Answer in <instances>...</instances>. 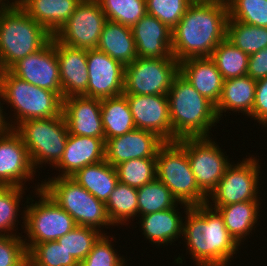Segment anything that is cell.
Instances as JSON below:
<instances>
[{
    "label": "cell",
    "mask_w": 267,
    "mask_h": 266,
    "mask_svg": "<svg viewBox=\"0 0 267 266\" xmlns=\"http://www.w3.org/2000/svg\"><path fill=\"white\" fill-rule=\"evenodd\" d=\"M227 2H192L172 29V55L178 62L210 57L226 38Z\"/></svg>",
    "instance_id": "obj_1"
},
{
    "label": "cell",
    "mask_w": 267,
    "mask_h": 266,
    "mask_svg": "<svg viewBox=\"0 0 267 266\" xmlns=\"http://www.w3.org/2000/svg\"><path fill=\"white\" fill-rule=\"evenodd\" d=\"M183 208L182 236L193 261L198 266H229L240 245L229 234L223 217L207 204Z\"/></svg>",
    "instance_id": "obj_2"
},
{
    "label": "cell",
    "mask_w": 267,
    "mask_h": 266,
    "mask_svg": "<svg viewBox=\"0 0 267 266\" xmlns=\"http://www.w3.org/2000/svg\"><path fill=\"white\" fill-rule=\"evenodd\" d=\"M172 141L211 137L209 129L219 123L215 105L201 95L180 73L167 93Z\"/></svg>",
    "instance_id": "obj_3"
},
{
    "label": "cell",
    "mask_w": 267,
    "mask_h": 266,
    "mask_svg": "<svg viewBox=\"0 0 267 266\" xmlns=\"http://www.w3.org/2000/svg\"><path fill=\"white\" fill-rule=\"evenodd\" d=\"M52 35L16 3L0 10V71L42 49Z\"/></svg>",
    "instance_id": "obj_4"
},
{
    "label": "cell",
    "mask_w": 267,
    "mask_h": 266,
    "mask_svg": "<svg viewBox=\"0 0 267 266\" xmlns=\"http://www.w3.org/2000/svg\"><path fill=\"white\" fill-rule=\"evenodd\" d=\"M3 102L13 107L16 119L11 128L23 121L57 117L62 113V98L53 91L40 88L15 76L10 70L0 71Z\"/></svg>",
    "instance_id": "obj_5"
},
{
    "label": "cell",
    "mask_w": 267,
    "mask_h": 266,
    "mask_svg": "<svg viewBox=\"0 0 267 266\" xmlns=\"http://www.w3.org/2000/svg\"><path fill=\"white\" fill-rule=\"evenodd\" d=\"M42 182L41 188L64 209L78 226H113L105 203L98 200L71 177H53Z\"/></svg>",
    "instance_id": "obj_6"
},
{
    "label": "cell",
    "mask_w": 267,
    "mask_h": 266,
    "mask_svg": "<svg viewBox=\"0 0 267 266\" xmlns=\"http://www.w3.org/2000/svg\"><path fill=\"white\" fill-rule=\"evenodd\" d=\"M157 178L163 182L182 206H199L207 196L196 184L186 150L177 142H165L156 156Z\"/></svg>",
    "instance_id": "obj_7"
},
{
    "label": "cell",
    "mask_w": 267,
    "mask_h": 266,
    "mask_svg": "<svg viewBox=\"0 0 267 266\" xmlns=\"http://www.w3.org/2000/svg\"><path fill=\"white\" fill-rule=\"evenodd\" d=\"M14 130L27 147L34 169L46 163L54 167L59 163L69 135L62 113L57 117L23 121Z\"/></svg>",
    "instance_id": "obj_8"
},
{
    "label": "cell",
    "mask_w": 267,
    "mask_h": 266,
    "mask_svg": "<svg viewBox=\"0 0 267 266\" xmlns=\"http://www.w3.org/2000/svg\"><path fill=\"white\" fill-rule=\"evenodd\" d=\"M37 186L35 195L40 197L39 200L26 205V210H23L27 252L36 244L61 238L77 226L73 218L41 188L42 184Z\"/></svg>",
    "instance_id": "obj_9"
},
{
    "label": "cell",
    "mask_w": 267,
    "mask_h": 266,
    "mask_svg": "<svg viewBox=\"0 0 267 266\" xmlns=\"http://www.w3.org/2000/svg\"><path fill=\"white\" fill-rule=\"evenodd\" d=\"M178 73L175 58L137 57L125 66L123 94L167 95Z\"/></svg>",
    "instance_id": "obj_10"
},
{
    "label": "cell",
    "mask_w": 267,
    "mask_h": 266,
    "mask_svg": "<svg viewBox=\"0 0 267 266\" xmlns=\"http://www.w3.org/2000/svg\"><path fill=\"white\" fill-rule=\"evenodd\" d=\"M255 158L257 157L249 156L248 159L244 158L241 163L232 164L231 162L217 187L207 197L206 204L216 210L220 206L233 203L260 201L257 194H260L258 180L261 172L259 160ZM210 199L214 204L209 201Z\"/></svg>",
    "instance_id": "obj_11"
},
{
    "label": "cell",
    "mask_w": 267,
    "mask_h": 266,
    "mask_svg": "<svg viewBox=\"0 0 267 266\" xmlns=\"http://www.w3.org/2000/svg\"><path fill=\"white\" fill-rule=\"evenodd\" d=\"M177 142L186 150L196 184L208 197L231 164L228 156L210 137L182 138Z\"/></svg>",
    "instance_id": "obj_12"
},
{
    "label": "cell",
    "mask_w": 267,
    "mask_h": 266,
    "mask_svg": "<svg viewBox=\"0 0 267 266\" xmlns=\"http://www.w3.org/2000/svg\"><path fill=\"white\" fill-rule=\"evenodd\" d=\"M106 21L97 0H82L53 37L68 46L96 49Z\"/></svg>",
    "instance_id": "obj_13"
},
{
    "label": "cell",
    "mask_w": 267,
    "mask_h": 266,
    "mask_svg": "<svg viewBox=\"0 0 267 266\" xmlns=\"http://www.w3.org/2000/svg\"><path fill=\"white\" fill-rule=\"evenodd\" d=\"M9 70L18 78L56 92L62 98L59 62L53 36L42 49L20 59Z\"/></svg>",
    "instance_id": "obj_14"
},
{
    "label": "cell",
    "mask_w": 267,
    "mask_h": 266,
    "mask_svg": "<svg viewBox=\"0 0 267 266\" xmlns=\"http://www.w3.org/2000/svg\"><path fill=\"white\" fill-rule=\"evenodd\" d=\"M87 97L110 98L124 92L125 66L98 49H87Z\"/></svg>",
    "instance_id": "obj_15"
},
{
    "label": "cell",
    "mask_w": 267,
    "mask_h": 266,
    "mask_svg": "<svg viewBox=\"0 0 267 266\" xmlns=\"http://www.w3.org/2000/svg\"><path fill=\"white\" fill-rule=\"evenodd\" d=\"M123 95L127 98L136 129L153 132L165 142H172L167 95Z\"/></svg>",
    "instance_id": "obj_16"
},
{
    "label": "cell",
    "mask_w": 267,
    "mask_h": 266,
    "mask_svg": "<svg viewBox=\"0 0 267 266\" xmlns=\"http://www.w3.org/2000/svg\"><path fill=\"white\" fill-rule=\"evenodd\" d=\"M35 170L27 147L14 129L0 137V186L23 187L26 190L24 184L29 179L34 180Z\"/></svg>",
    "instance_id": "obj_17"
},
{
    "label": "cell",
    "mask_w": 267,
    "mask_h": 266,
    "mask_svg": "<svg viewBox=\"0 0 267 266\" xmlns=\"http://www.w3.org/2000/svg\"><path fill=\"white\" fill-rule=\"evenodd\" d=\"M62 114L72 135L104 138L100 99L84 95L62 99Z\"/></svg>",
    "instance_id": "obj_18"
},
{
    "label": "cell",
    "mask_w": 267,
    "mask_h": 266,
    "mask_svg": "<svg viewBox=\"0 0 267 266\" xmlns=\"http://www.w3.org/2000/svg\"><path fill=\"white\" fill-rule=\"evenodd\" d=\"M165 141L153 132L134 129L105 141V160L113 167L137 158L156 157Z\"/></svg>",
    "instance_id": "obj_19"
},
{
    "label": "cell",
    "mask_w": 267,
    "mask_h": 266,
    "mask_svg": "<svg viewBox=\"0 0 267 266\" xmlns=\"http://www.w3.org/2000/svg\"><path fill=\"white\" fill-rule=\"evenodd\" d=\"M53 45L59 62L62 99L74 95L87 96V49L68 46L54 37Z\"/></svg>",
    "instance_id": "obj_20"
},
{
    "label": "cell",
    "mask_w": 267,
    "mask_h": 266,
    "mask_svg": "<svg viewBox=\"0 0 267 266\" xmlns=\"http://www.w3.org/2000/svg\"><path fill=\"white\" fill-rule=\"evenodd\" d=\"M136 53L142 58H175L172 55V29L146 13L133 27Z\"/></svg>",
    "instance_id": "obj_21"
},
{
    "label": "cell",
    "mask_w": 267,
    "mask_h": 266,
    "mask_svg": "<svg viewBox=\"0 0 267 266\" xmlns=\"http://www.w3.org/2000/svg\"><path fill=\"white\" fill-rule=\"evenodd\" d=\"M105 138L68 135L65 150L56 169L58 177H71L87 165L105 160Z\"/></svg>",
    "instance_id": "obj_22"
},
{
    "label": "cell",
    "mask_w": 267,
    "mask_h": 266,
    "mask_svg": "<svg viewBox=\"0 0 267 266\" xmlns=\"http://www.w3.org/2000/svg\"><path fill=\"white\" fill-rule=\"evenodd\" d=\"M179 73L214 105L219 101L224 79L210 57H192L179 62Z\"/></svg>",
    "instance_id": "obj_23"
},
{
    "label": "cell",
    "mask_w": 267,
    "mask_h": 266,
    "mask_svg": "<svg viewBox=\"0 0 267 266\" xmlns=\"http://www.w3.org/2000/svg\"><path fill=\"white\" fill-rule=\"evenodd\" d=\"M82 0H17V4L52 36Z\"/></svg>",
    "instance_id": "obj_24"
},
{
    "label": "cell",
    "mask_w": 267,
    "mask_h": 266,
    "mask_svg": "<svg viewBox=\"0 0 267 266\" xmlns=\"http://www.w3.org/2000/svg\"><path fill=\"white\" fill-rule=\"evenodd\" d=\"M256 82L247 75L224 80L219 101L215 105V112L219 121L223 112L228 110L241 112L250 118L254 104Z\"/></svg>",
    "instance_id": "obj_25"
},
{
    "label": "cell",
    "mask_w": 267,
    "mask_h": 266,
    "mask_svg": "<svg viewBox=\"0 0 267 266\" xmlns=\"http://www.w3.org/2000/svg\"><path fill=\"white\" fill-rule=\"evenodd\" d=\"M176 207L142 215L139 219L143 235L153 244L171 243L182 235V215ZM183 220V221H182ZM176 239V240H175ZM174 240V241H173Z\"/></svg>",
    "instance_id": "obj_26"
},
{
    "label": "cell",
    "mask_w": 267,
    "mask_h": 266,
    "mask_svg": "<svg viewBox=\"0 0 267 266\" xmlns=\"http://www.w3.org/2000/svg\"><path fill=\"white\" fill-rule=\"evenodd\" d=\"M96 49L105 52L124 66L131 64L138 57L132 28L108 20L103 26Z\"/></svg>",
    "instance_id": "obj_27"
},
{
    "label": "cell",
    "mask_w": 267,
    "mask_h": 266,
    "mask_svg": "<svg viewBox=\"0 0 267 266\" xmlns=\"http://www.w3.org/2000/svg\"><path fill=\"white\" fill-rule=\"evenodd\" d=\"M71 178L104 203L119 182L115 167L106 160L81 168Z\"/></svg>",
    "instance_id": "obj_28"
},
{
    "label": "cell",
    "mask_w": 267,
    "mask_h": 266,
    "mask_svg": "<svg viewBox=\"0 0 267 266\" xmlns=\"http://www.w3.org/2000/svg\"><path fill=\"white\" fill-rule=\"evenodd\" d=\"M259 201H245L220 206L216 210L223 217L224 224L229 234L240 245L258 222Z\"/></svg>",
    "instance_id": "obj_29"
},
{
    "label": "cell",
    "mask_w": 267,
    "mask_h": 266,
    "mask_svg": "<svg viewBox=\"0 0 267 266\" xmlns=\"http://www.w3.org/2000/svg\"><path fill=\"white\" fill-rule=\"evenodd\" d=\"M100 103L105 141L136 129L127 98L123 94L100 99Z\"/></svg>",
    "instance_id": "obj_30"
},
{
    "label": "cell",
    "mask_w": 267,
    "mask_h": 266,
    "mask_svg": "<svg viewBox=\"0 0 267 266\" xmlns=\"http://www.w3.org/2000/svg\"><path fill=\"white\" fill-rule=\"evenodd\" d=\"M105 206L112 225H125L138 214L137 188L118 182Z\"/></svg>",
    "instance_id": "obj_31"
},
{
    "label": "cell",
    "mask_w": 267,
    "mask_h": 266,
    "mask_svg": "<svg viewBox=\"0 0 267 266\" xmlns=\"http://www.w3.org/2000/svg\"><path fill=\"white\" fill-rule=\"evenodd\" d=\"M249 57L226 38L210 56L224 80L247 75Z\"/></svg>",
    "instance_id": "obj_32"
},
{
    "label": "cell",
    "mask_w": 267,
    "mask_h": 266,
    "mask_svg": "<svg viewBox=\"0 0 267 266\" xmlns=\"http://www.w3.org/2000/svg\"><path fill=\"white\" fill-rule=\"evenodd\" d=\"M226 39L250 56L267 47V28L248 25L228 17Z\"/></svg>",
    "instance_id": "obj_33"
},
{
    "label": "cell",
    "mask_w": 267,
    "mask_h": 266,
    "mask_svg": "<svg viewBox=\"0 0 267 266\" xmlns=\"http://www.w3.org/2000/svg\"><path fill=\"white\" fill-rule=\"evenodd\" d=\"M138 215H146L165 209L177 207L179 201L170 192V189L157 177L137 188Z\"/></svg>",
    "instance_id": "obj_34"
},
{
    "label": "cell",
    "mask_w": 267,
    "mask_h": 266,
    "mask_svg": "<svg viewBox=\"0 0 267 266\" xmlns=\"http://www.w3.org/2000/svg\"><path fill=\"white\" fill-rule=\"evenodd\" d=\"M119 182L140 188L157 177L156 157L137 158L115 166Z\"/></svg>",
    "instance_id": "obj_35"
},
{
    "label": "cell",
    "mask_w": 267,
    "mask_h": 266,
    "mask_svg": "<svg viewBox=\"0 0 267 266\" xmlns=\"http://www.w3.org/2000/svg\"><path fill=\"white\" fill-rule=\"evenodd\" d=\"M108 21L133 27L146 13L145 0H97Z\"/></svg>",
    "instance_id": "obj_36"
},
{
    "label": "cell",
    "mask_w": 267,
    "mask_h": 266,
    "mask_svg": "<svg viewBox=\"0 0 267 266\" xmlns=\"http://www.w3.org/2000/svg\"><path fill=\"white\" fill-rule=\"evenodd\" d=\"M103 234L101 230L96 228L77 225L67 234L58 238L57 242L80 263L87 257Z\"/></svg>",
    "instance_id": "obj_37"
},
{
    "label": "cell",
    "mask_w": 267,
    "mask_h": 266,
    "mask_svg": "<svg viewBox=\"0 0 267 266\" xmlns=\"http://www.w3.org/2000/svg\"><path fill=\"white\" fill-rule=\"evenodd\" d=\"M28 266H79L57 240L34 245L28 252Z\"/></svg>",
    "instance_id": "obj_38"
},
{
    "label": "cell",
    "mask_w": 267,
    "mask_h": 266,
    "mask_svg": "<svg viewBox=\"0 0 267 266\" xmlns=\"http://www.w3.org/2000/svg\"><path fill=\"white\" fill-rule=\"evenodd\" d=\"M23 192V187L0 186V235H17L12 231L17 230L14 227L19 221L17 216Z\"/></svg>",
    "instance_id": "obj_39"
},
{
    "label": "cell",
    "mask_w": 267,
    "mask_h": 266,
    "mask_svg": "<svg viewBox=\"0 0 267 266\" xmlns=\"http://www.w3.org/2000/svg\"><path fill=\"white\" fill-rule=\"evenodd\" d=\"M229 18L267 28V0H228Z\"/></svg>",
    "instance_id": "obj_40"
},
{
    "label": "cell",
    "mask_w": 267,
    "mask_h": 266,
    "mask_svg": "<svg viewBox=\"0 0 267 266\" xmlns=\"http://www.w3.org/2000/svg\"><path fill=\"white\" fill-rule=\"evenodd\" d=\"M147 13L173 29L185 14L191 0H145Z\"/></svg>",
    "instance_id": "obj_41"
},
{
    "label": "cell",
    "mask_w": 267,
    "mask_h": 266,
    "mask_svg": "<svg viewBox=\"0 0 267 266\" xmlns=\"http://www.w3.org/2000/svg\"><path fill=\"white\" fill-rule=\"evenodd\" d=\"M108 237L104 231V234L94 244L87 257L79 263V266H127L124 264L127 261H125V258L123 259V256L121 258L117 254L116 249L112 247V241Z\"/></svg>",
    "instance_id": "obj_42"
},
{
    "label": "cell",
    "mask_w": 267,
    "mask_h": 266,
    "mask_svg": "<svg viewBox=\"0 0 267 266\" xmlns=\"http://www.w3.org/2000/svg\"><path fill=\"white\" fill-rule=\"evenodd\" d=\"M22 235H0V266H28Z\"/></svg>",
    "instance_id": "obj_43"
},
{
    "label": "cell",
    "mask_w": 267,
    "mask_h": 266,
    "mask_svg": "<svg viewBox=\"0 0 267 266\" xmlns=\"http://www.w3.org/2000/svg\"><path fill=\"white\" fill-rule=\"evenodd\" d=\"M251 118L262 127H267V77L256 82V91Z\"/></svg>",
    "instance_id": "obj_44"
},
{
    "label": "cell",
    "mask_w": 267,
    "mask_h": 266,
    "mask_svg": "<svg viewBox=\"0 0 267 266\" xmlns=\"http://www.w3.org/2000/svg\"><path fill=\"white\" fill-rule=\"evenodd\" d=\"M247 76L256 81L267 77V47L250 55Z\"/></svg>",
    "instance_id": "obj_45"
},
{
    "label": "cell",
    "mask_w": 267,
    "mask_h": 266,
    "mask_svg": "<svg viewBox=\"0 0 267 266\" xmlns=\"http://www.w3.org/2000/svg\"><path fill=\"white\" fill-rule=\"evenodd\" d=\"M0 100L3 101V94H2V91L0 89ZM1 102H0V137L3 136L4 134L8 133L12 128H11V125L14 121H6V113H3L5 111H3V106H1ZM2 107V108H1ZM11 122V123H10Z\"/></svg>",
    "instance_id": "obj_46"
},
{
    "label": "cell",
    "mask_w": 267,
    "mask_h": 266,
    "mask_svg": "<svg viewBox=\"0 0 267 266\" xmlns=\"http://www.w3.org/2000/svg\"><path fill=\"white\" fill-rule=\"evenodd\" d=\"M7 1L8 2H6V0H0V10L15 5L17 3V0H14V2L12 3L9 0Z\"/></svg>",
    "instance_id": "obj_47"
},
{
    "label": "cell",
    "mask_w": 267,
    "mask_h": 266,
    "mask_svg": "<svg viewBox=\"0 0 267 266\" xmlns=\"http://www.w3.org/2000/svg\"><path fill=\"white\" fill-rule=\"evenodd\" d=\"M192 2H227L228 0H191Z\"/></svg>",
    "instance_id": "obj_48"
}]
</instances>
